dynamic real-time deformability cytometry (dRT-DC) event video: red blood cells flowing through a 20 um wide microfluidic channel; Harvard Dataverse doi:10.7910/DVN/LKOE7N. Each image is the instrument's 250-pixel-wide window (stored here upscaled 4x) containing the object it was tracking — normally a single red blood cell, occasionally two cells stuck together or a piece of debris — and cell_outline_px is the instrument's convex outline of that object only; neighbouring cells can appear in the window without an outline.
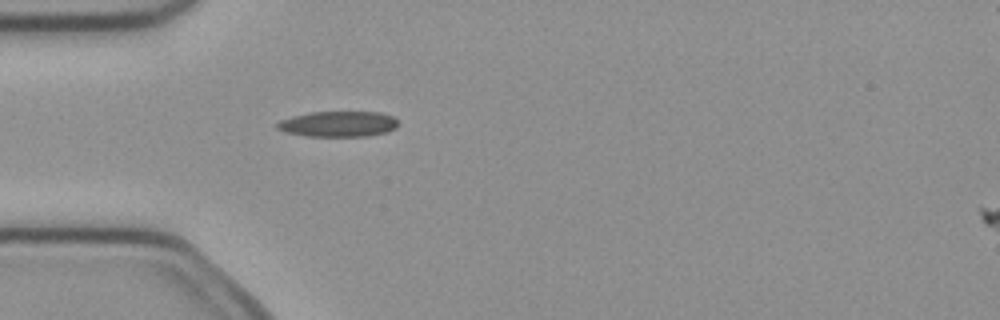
{"species": "common noctule bat (a hibernating species)", "species_latin": "Nyctalus noctula", "temperature_condition": "cold", "stored_images_in_passage": 5, "camera_frame_rate_fps": 3000, "um_per_image_px": 0.085, "animal": {"sex": "female", "body_mass_g": 21.9}, "frame": {"image": 1, "passage_image": 4, "time_ms": 1.0, "image_size_px": [1000, 320], "cell_outline_px": [[396, 128], [388, 132], [368, 136], [308, 136], [284, 132], [276, 128], [276, 124], [280, 120], [292, 116], [312, 112], [380, 112], [392, 116], [396, 120]], "centroid_in_image_um": [28.73, 10.54], "position_along_channel_um": 56.3, "area_um2": 18.03}}